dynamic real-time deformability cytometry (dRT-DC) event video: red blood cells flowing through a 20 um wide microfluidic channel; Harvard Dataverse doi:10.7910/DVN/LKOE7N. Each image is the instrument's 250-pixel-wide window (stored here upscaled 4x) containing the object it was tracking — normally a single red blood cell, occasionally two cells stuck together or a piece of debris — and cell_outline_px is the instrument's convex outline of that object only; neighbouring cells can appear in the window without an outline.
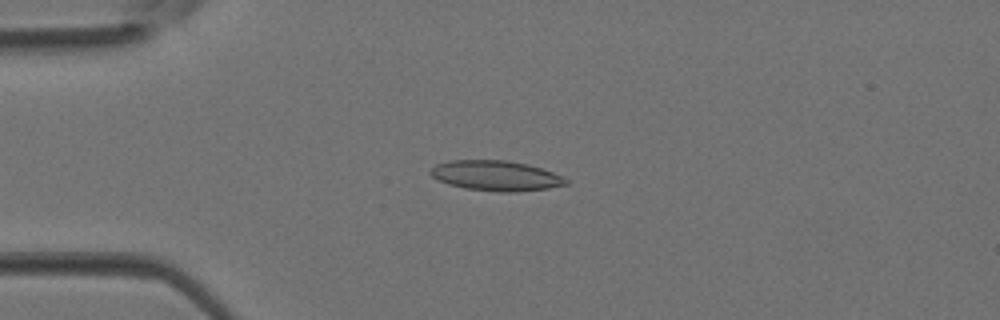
{"species": "Egyptian fruit bat (a non-hibernating species)", "species_latin": "Rousettus aegyptiacus", "temperature_condition": "room temperature", "stored_images_in_passage": 3, "camera_frame_rate_fps": 3000, "um_per_image_px": 0.085, "animal": {"sex": "female"}, "frame": {"image": 1, "passage_image": 3, "time_ms": 0.667, "image_size_px": [1000, 320], "cell_outline_px": [[568, 184], [548, 188], [516, 192], [500, 192], [464, 188], [448, 184], [436, 180], [428, 172], [436, 164], [448, 160], [508, 160], [528, 164], [552, 172], [568, 180]], "centroid_in_image_um": [42.11, 14.93], "position_along_channel_um": 42.9, "area_um2": 23.87}}